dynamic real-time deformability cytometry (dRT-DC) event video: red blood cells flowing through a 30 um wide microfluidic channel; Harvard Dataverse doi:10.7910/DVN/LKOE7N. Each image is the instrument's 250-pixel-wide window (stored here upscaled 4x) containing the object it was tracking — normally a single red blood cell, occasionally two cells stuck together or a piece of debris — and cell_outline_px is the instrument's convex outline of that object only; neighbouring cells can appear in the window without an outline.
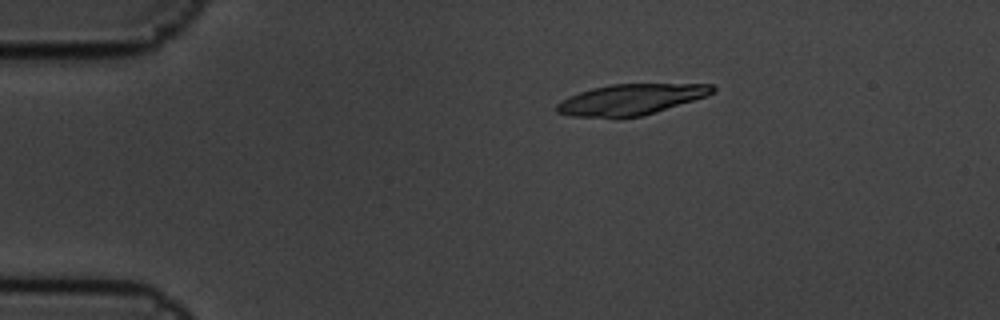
{"species": "common noctule bat (a hibernating species)", "species_latin": "Nyctalus noctula", "temperature_condition": "cold", "stored_images_in_passage": 6, "camera_frame_rate_fps": 3000, "um_per_image_px": 0.085, "animal": {"sex": "male", "body_mass_g": 19.5, "forearm_length_mm": 54.6}, "frame": {"image": 1, "passage_image": 3, "time_ms": 0.667, "image_size_px": [1000, 320], "cell_outline_px": [[716, 88], [712, 92], [704, 96], [692, 100], [640, 116], [572, 116], [556, 112], [556, 104], [560, 100], [568, 96], [592, 88], [612, 84], [712, 84]], "centroid_in_image_um": [53.56, 8.43], "position_along_channel_um": 31.4, "area_um2": 27.11}}